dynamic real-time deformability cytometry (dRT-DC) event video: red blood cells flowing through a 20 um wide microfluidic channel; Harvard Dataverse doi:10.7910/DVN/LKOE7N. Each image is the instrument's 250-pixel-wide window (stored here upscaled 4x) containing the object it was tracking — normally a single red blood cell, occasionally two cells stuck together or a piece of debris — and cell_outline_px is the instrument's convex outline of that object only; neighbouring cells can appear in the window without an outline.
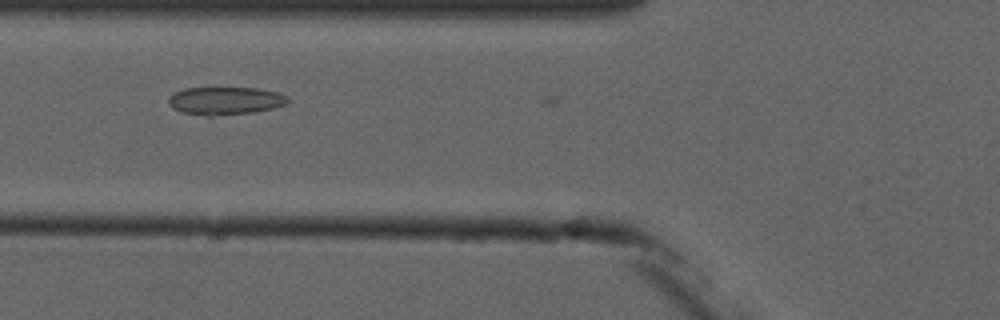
{"species": "common noctule bat (a hibernating species)", "species_latin": "Nyctalus noctula", "temperature_condition": "cold", "stored_images_in_passage": 5, "segment_of_instrument_passage": [1, 2], "camera_frame_rate_fps": 3000, "um_per_image_px": 0.085, "animal": {"sex": "male", "forearm_length_mm": 52.5}, "frame": {"image": 1, "passage_image": 3, "time_ms": 2.0, "image_size_px": [1000, 320], "cell_outline_px": [[292, 100], [288, 104], [272, 108], [252, 112], [212, 116], [208, 116], [180, 112], [172, 108], [168, 104], [168, 96], [172, 92], [184, 88], [256, 88], [276, 92], [288, 96]], "centroid_in_image_um": [19.12, 8.56], "position_along_channel_um": 106.7, "area_um2": 19.59}}